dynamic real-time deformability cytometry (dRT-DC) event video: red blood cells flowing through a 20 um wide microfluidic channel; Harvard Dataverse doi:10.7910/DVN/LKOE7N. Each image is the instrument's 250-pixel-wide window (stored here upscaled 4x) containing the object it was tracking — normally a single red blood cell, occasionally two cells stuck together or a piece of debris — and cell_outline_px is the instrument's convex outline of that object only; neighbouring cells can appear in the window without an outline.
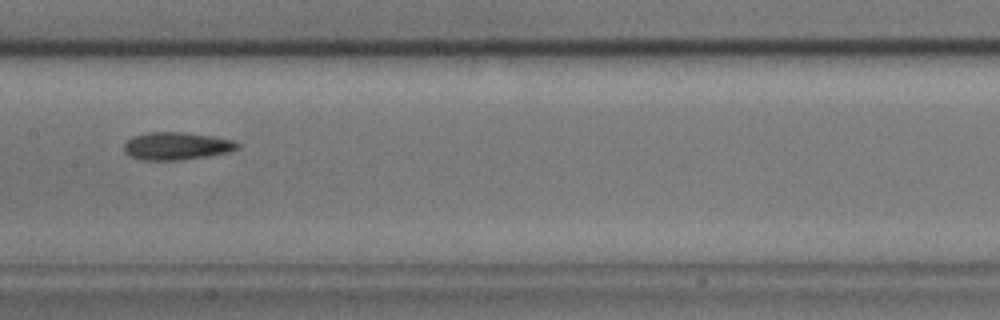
{"species": "common noctule bat (a hibernating species)", "species_latin": "Nyctalus noctula", "temperature_condition": "cold", "stored_images_in_passage": 10, "camera_frame_rate_fps": 3000, "um_per_image_px": 0.085, "animal": {"sex": "male", "body_mass_g": 17.9}, "frame": {"image": 1, "passage_image": 6, "time_ms": 1.667, "image_size_px": [1000, 320], "cell_outline_px": [[240, 148], [232, 152], [184, 160], [140, 160], [128, 156], [124, 152], [124, 144], [132, 136], [148, 132], [184, 132], [212, 136], [236, 140], [240, 144]], "centroid_in_image_um": [15.04, 12.42], "position_along_channel_um": 192.4, "area_um2": 18.73}}
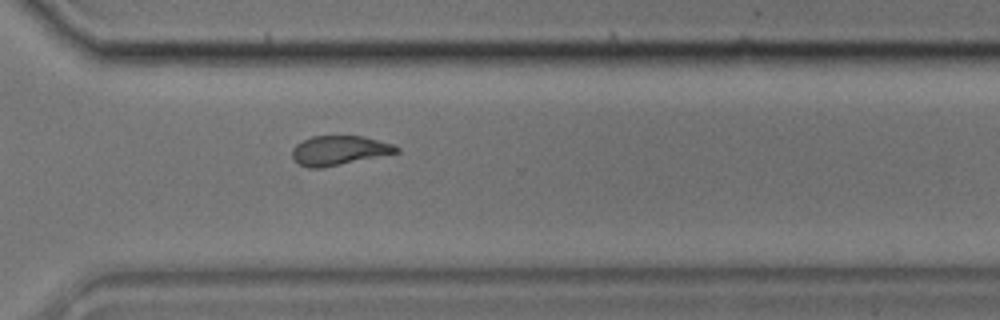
{"frame": {"image": 2, "passage_image": 10, "time_ms": 3.0, "image_size_px": [1000, 320], "cell_outline_px": [[400, 152], [320, 168], [308, 168], [292, 160], [292, 148], [296, 144], [312, 136], [364, 136], [392, 144], [400, 148]], "centroid_in_image_um": [28.8, 12.78], "position_along_channel_um": 341.8, "area_um2": 17.74}}